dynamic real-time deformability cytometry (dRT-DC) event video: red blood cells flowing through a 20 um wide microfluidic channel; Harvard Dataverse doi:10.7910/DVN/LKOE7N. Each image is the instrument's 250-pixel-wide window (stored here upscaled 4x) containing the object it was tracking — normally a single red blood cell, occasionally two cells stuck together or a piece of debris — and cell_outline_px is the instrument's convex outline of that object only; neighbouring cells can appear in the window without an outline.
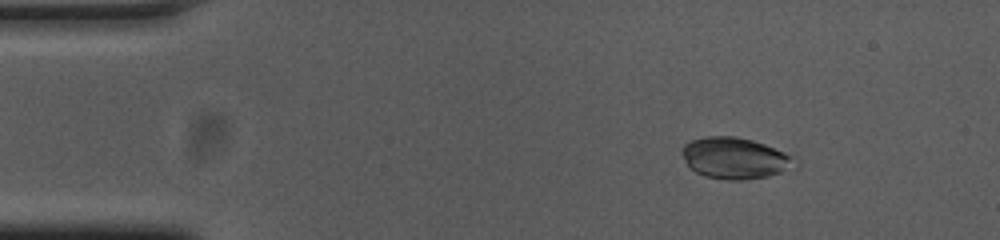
{"species": "common noctule bat (a hibernating species)", "species_latin": "Nyctalus noctula", "temperature_condition": "cold", "stored_images_in_passage": 54, "camera_frame_rate_fps": 3000, "um_per_image_px": 0.085, "animal": {"sex": "female", "body_mass_g": 23.0, "forearm_length_mm": 53.4}, "frame": {"image": 1, "passage_image": 7, "time_ms": 2.0, "image_size_px": [1000, 240], "cell_outline_px": [[792, 160], [780, 172], [768, 176], [744, 180], [728, 180], [704, 176], [696, 172], [688, 164], [684, 156], [684, 144], [692, 140], [704, 136], [736, 136], [752, 140], [764, 144], [784, 152]], "centroid_in_image_um": [62.37, 13.43], "position_along_channel_um": 22.6, "area_um2": 26.13}}
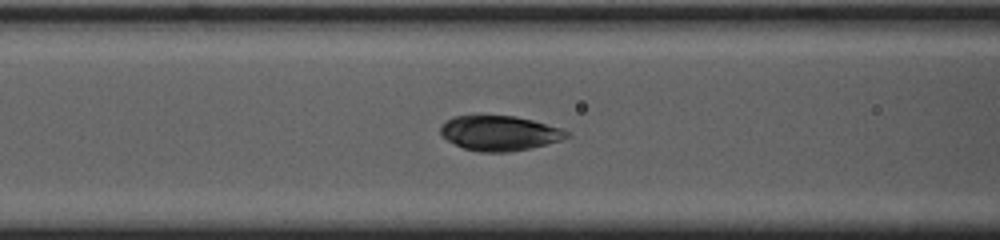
{"frame": {"image": 2, "passage_image": 21, "time_ms": 6.667, "image_size_px": [1000, 240], "cell_outline_px": [[572, 136], [560, 140], [532, 148], [508, 152], [480, 152], [464, 148], [448, 140], [440, 132], [440, 124], [452, 116], [516, 116], [564, 128], [572, 132]], "centroid_in_image_um": [42.51, 11.31], "position_along_channel_um": 124.1, "area_um2": 25.84}}
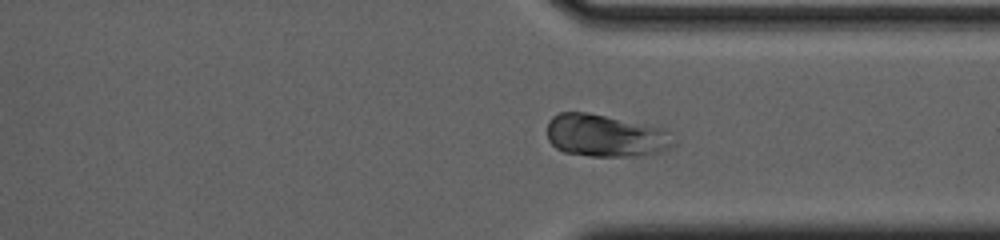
{"frame": {"image": 3, "passage_image": 40, "time_ms": 13.0, "image_size_px": [1000, 240], "cell_outline_px": [[676, 144], [660, 152], [644, 156], [588, 156], [564, 152], [556, 148], [548, 140], [548, 120], [552, 116], [560, 112], [588, 112], [664, 128], [668, 132]], "centroid_in_image_um": [51.46, 11.53], "position_along_channel_um": 359.9, "area_um2": 31.44}, "authors_computed_cell_mechanics": {"area_um2": 27.1949, "velocity_mm_per_s": 3.7249, "shape_relaxation_time_tau1_ms": 1.6988, "shape_relaxation_time_tau2_ms": null, "deformation_change_tau1": 0.0353, "deformation_change_tau2": null}}